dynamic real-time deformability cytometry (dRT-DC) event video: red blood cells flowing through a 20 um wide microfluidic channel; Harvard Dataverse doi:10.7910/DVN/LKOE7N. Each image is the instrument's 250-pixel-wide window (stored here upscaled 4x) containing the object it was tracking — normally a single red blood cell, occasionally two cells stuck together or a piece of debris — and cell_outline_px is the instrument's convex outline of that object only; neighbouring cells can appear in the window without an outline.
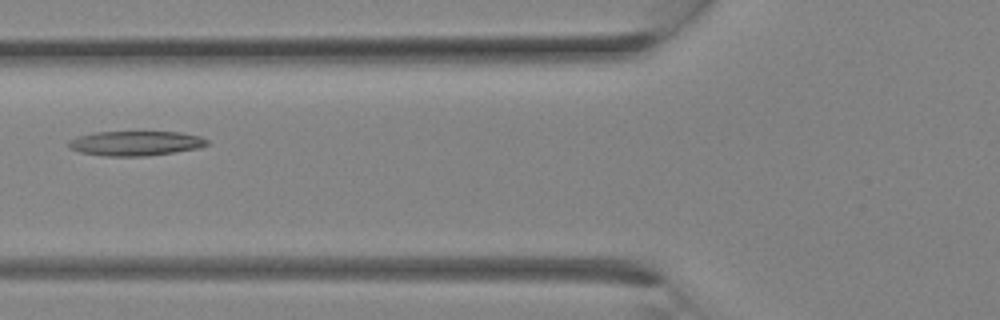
{"species": "Egyptian fruit bat (a non-hibernating species)", "species_latin": "Rousettus aegyptiacus", "temperature_condition": "room temperature", "stored_images_in_passage": 15, "camera_frame_rate_fps": 3000, "um_per_image_px": 0.085, "animal": {"sex": "female"}, "frame": {"image": 1, "passage_image": 5, "time_ms": 1.333, "image_size_px": [1000, 320], "cell_outline_px": [[208, 144], [200, 148], [144, 156], [104, 156], [80, 152], [72, 148], [68, 144], [68, 140], [80, 136], [96, 132], [180, 132], [200, 136], [208, 140]], "centroid_in_image_um": [11.54, 12.18], "position_along_channel_um": 114.3, "area_um2": 19.71}}
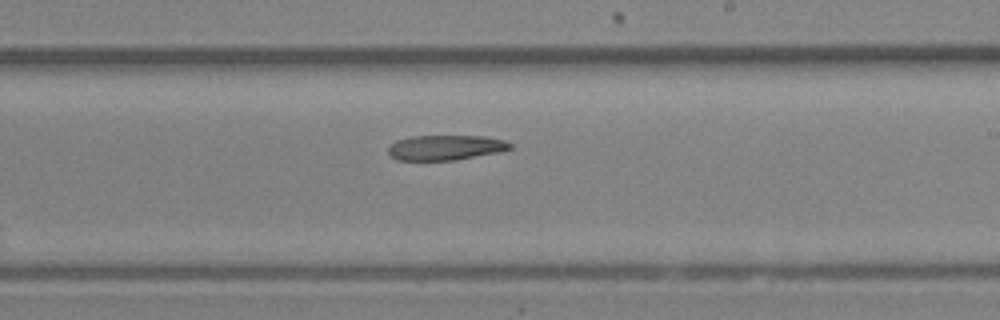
{"frame": {"image": 2, "passage_image": 11, "time_ms": 3.333, "image_size_px": [1000, 320], "cell_outline_px": [[512, 148], [500, 152], [456, 160], [396, 160], [388, 152], [388, 148], [396, 140], [412, 136], [484, 136], [504, 140], [512, 144]], "centroid_in_image_um": [37.89, 12.54], "position_along_channel_um": 251.1, "area_um2": 17.8}}
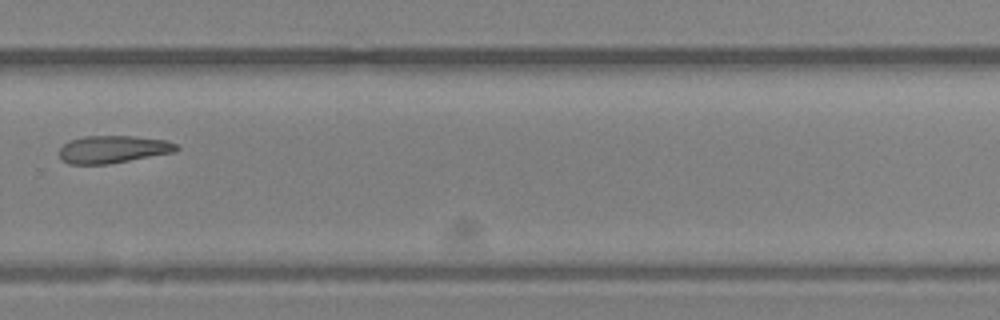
{"frame": {"image": 3, "passage_image": 14, "time_ms": 4.333, "image_size_px": [1000, 320], "cell_outline_px": [[180, 148], [176, 152], [108, 164], [68, 164], [60, 160], [60, 148], [68, 140], [84, 136], [132, 136], [168, 140], [176, 144]], "centroid_in_image_um": [9.61, 12.69], "position_along_channel_um": 320.2, "area_um2": 18.96}}